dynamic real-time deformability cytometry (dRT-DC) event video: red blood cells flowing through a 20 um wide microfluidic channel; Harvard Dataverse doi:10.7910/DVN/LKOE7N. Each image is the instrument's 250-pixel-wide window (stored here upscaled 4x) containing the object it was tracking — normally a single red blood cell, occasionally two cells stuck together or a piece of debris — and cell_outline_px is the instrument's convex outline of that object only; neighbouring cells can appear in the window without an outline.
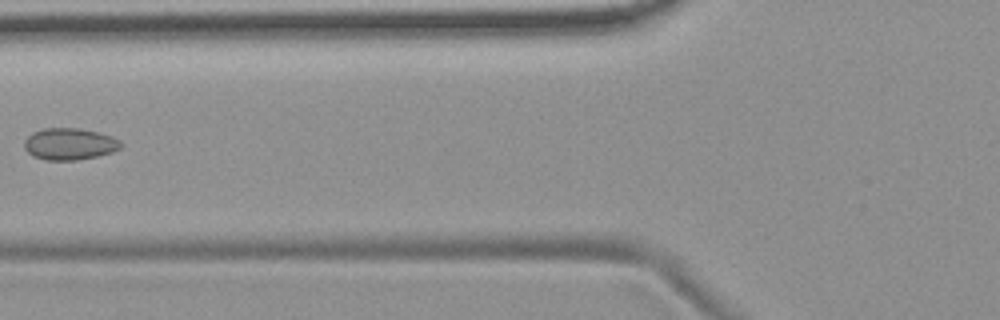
{"species": "common noctule bat (a hibernating species)", "species_latin": "Nyctalus noctula", "temperature_condition": "room temperature", "stored_images_in_passage": 7, "camera_frame_rate_fps": 3000, "um_per_image_px": 0.085, "animal": {"sex": "female", "body_mass_g": 19.9}, "frame": {"image": 1, "passage_image": 6, "time_ms": 6.667, "image_size_px": [1000, 320], "cell_outline_px": [[124, 144], [120, 148], [112, 152], [96, 156], [76, 160], [44, 160], [32, 156], [24, 148], [24, 140], [32, 132], [44, 128], [76, 128], [96, 132], [112, 136], [120, 140]], "centroid_in_image_um": [5.9, 12.24], "position_along_channel_um": 119.9, "area_um2": 17.92}}
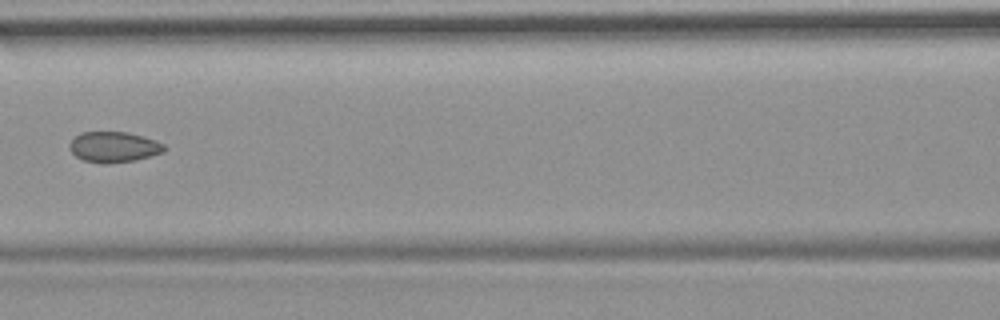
{"frame": {"image": 2, "passage_image": 7, "time_ms": 7.667, "image_size_px": [1000, 320], "cell_outline_px": [[164, 152], [136, 160], [104, 164], [84, 160], [76, 156], [68, 148], [68, 144], [80, 132], [128, 132], [144, 136], [156, 140], [164, 144]], "centroid_in_image_um": [9.67, 12.49], "position_along_channel_um": 156.9, "area_um2": 16.94}}